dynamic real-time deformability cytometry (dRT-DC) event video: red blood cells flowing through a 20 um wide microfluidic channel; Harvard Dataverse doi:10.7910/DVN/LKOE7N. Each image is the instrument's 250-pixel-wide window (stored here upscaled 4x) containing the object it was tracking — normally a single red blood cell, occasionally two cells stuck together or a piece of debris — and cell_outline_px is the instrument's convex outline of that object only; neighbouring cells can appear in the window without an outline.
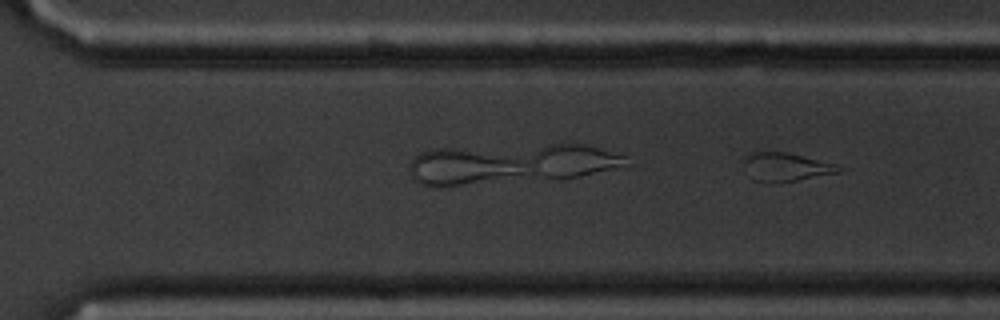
{"species": "common noctule bat (a hibernating species)", "species_latin": "Nyctalus noctula", "temperature_condition": "cold", "stored_images_in_passage": 9, "camera_frame_rate_fps": 3000, "um_per_image_px": 0.085, "animal": {"sex": "male", "body_mass_g": 20.1, "forearm_length_mm": 53.5}, "frame": {"image": 1, "passage_image": 9, "time_ms": 10.333, "image_size_px": [1000, 320], "cell_outline_px": [[844, 168], [840, 172], [776, 184], [768, 184], [752, 180], [744, 164], [744, 156], [748, 152], [756, 148], [760, 148], [788, 152], [836, 164]], "centroid_in_image_um": [66.7, 14.15], "position_along_channel_um": 303.9, "area_um2": 16.7}}